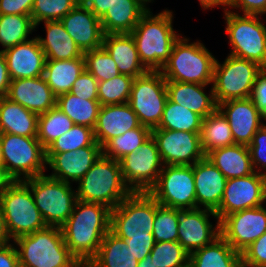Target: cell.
Here are the masks:
<instances>
[{"label": "cell", "mask_w": 266, "mask_h": 267, "mask_svg": "<svg viewBox=\"0 0 266 267\" xmlns=\"http://www.w3.org/2000/svg\"><path fill=\"white\" fill-rule=\"evenodd\" d=\"M111 209L99 203L77 200L72 214L60 227L70 254L82 267L97 254L110 230Z\"/></svg>", "instance_id": "1"}, {"label": "cell", "mask_w": 266, "mask_h": 267, "mask_svg": "<svg viewBox=\"0 0 266 267\" xmlns=\"http://www.w3.org/2000/svg\"><path fill=\"white\" fill-rule=\"evenodd\" d=\"M172 10L153 15L150 9L130 33L135 40L139 59L148 71H160L171 55L174 43L182 35L173 29Z\"/></svg>", "instance_id": "2"}, {"label": "cell", "mask_w": 266, "mask_h": 267, "mask_svg": "<svg viewBox=\"0 0 266 267\" xmlns=\"http://www.w3.org/2000/svg\"><path fill=\"white\" fill-rule=\"evenodd\" d=\"M19 267H82L70 254L62 230L47 226L13 241Z\"/></svg>", "instance_id": "3"}, {"label": "cell", "mask_w": 266, "mask_h": 267, "mask_svg": "<svg viewBox=\"0 0 266 267\" xmlns=\"http://www.w3.org/2000/svg\"><path fill=\"white\" fill-rule=\"evenodd\" d=\"M132 191L124 183L119 161L101 155L78 181L77 200L99 203L111 210L116 208Z\"/></svg>", "instance_id": "4"}, {"label": "cell", "mask_w": 266, "mask_h": 267, "mask_svg": "<svg viewBox=\"0 0 266 267\" xmlns=\"http://www.w3.org/2000/svg\"><path fill=\"white\" fill-rule=\"evenodd\" d=\"M180 36L168 61L160 70L166 81L210 85L216 58L201 42Z\"/></svg>", "instance_id": "5"}, {"label": "cell", "mask_w": 266, "mask_h": 267, "mask_svg": "<svg viewBox=\"0 0 266 267\" xmlns=\"http://www.w3.org/2000/svg\"><path fill=\"white\" fill-rule=\"evenodd\" d=\"M0 145L2 165L14 181L45 174L46 149L37 137L0 133Z\"/></svg>", "instance_id": "6"}, {"label": "cell", "mask_w": 266, "mask_h": 267, "mask_svg": "<svg viewBox=\"0 0 266 267\" xmlns=\"http://www.w3.org/2000/svg\"><path fill=\"white\" fill-rule=\"evenodd\" d=\"M0 205L13 241L47 227L30 187L22 180L13 181L8 186L0 196Z\"/></svg>", "instance_id": "7"}, {"label": "cell", "mask_w": 266, "mask_h": 267, "mask_svg": "<svg viewBox=\"0 0 266 267\" xmlns=\"http://www.w3.org/2000/svg\"><path fill=\"white\" fill-rule=\"evenodd\" d=\"M47 226L61 227L72 214L77 194L71 183L41 175L23 180Z\"/></svg>", "instance_id": "8"}, {"label": "cell", "mask_w": 266, "mask_h": 267, "mask_svg": "<svg viewBox=\"0 0 266 267\" xmlns=\"http://www.w3.org/2000/svg\"><path fill=\"white\" fill-rule=\"evenodd\" d=\"M224 12L226 33L232 50L229 55L251 60L266 68V26L259 15Z\"/></svg>", "instance_id": "9"}, {"label": "cell", "mask_w": 266, "mask_h": 267, "mask_svg": "<svg viewBox=\"0 0 266 267\" xmlns=\"http://www.w3.org/2000/svg\"><path fill=\"white\" fill-rule=\"evenodd\" d=\"M264 68L258 63L228 55L214 64L212 88L217 104L251 96L258 74Z\"/></svg>", "instance_id": "10"}, {"label": "cell", "mask_w": 266, "mask_h": 267, "mask_svg": "<svg viewBox=\"0 0 266 267\" xmlns=\"http://www.w3.org/2000/svg\"><path fill=\"white\" fill-rule=\"evenodd\" d=\"M148 193L162 206L196 209L193 165H164Z\"/></svg>", "instance_id": "11"}, {"label": "cell", "mask_w": 266, "mask_h": 267, "mask_svg": "<svg viewBox=\"0 0 266 267\" xmlns=\"http://www.w3.org/2000/svg\"><path fill=\"white\" fill-rule=\"evenodd\" d=\"M168 99L166 80L160 71H148L133 81L128 104L141 125L156 128Z\"/></svg>", "instance_id": "12"}, {"label": "cell", "mask_w": 266, "mask_h": 267, "mask_svg": "<svg viewBox=\"0 0 266 267\" xmlns=\"http://www.w3.org/2000/svg\"><path fill=\"white\" fill-rule=\"evenodd\" d=\"M156 200L148 192H132L111 210L110 231L115 235L153 234Z\"/></svg>", "instance_id": "13"}, {"label": "cell", "mask_w": 266, "mask_h": 267, "mask_svg": "<svg viewBox=\"0 0 266 267\" xmlns=\"http://www.w3.org/2000/svg\"><path fill=\"white\" fill-rule=\"evenodd\" d=\"M119 163L124 183L132 192H148L164 166L152 135L136 151L121 158Z\"/></svg>", "instance_id": "14"}, {"label": "cell", "mask_w": 266, "mask_h": 267, "mask_svg": "<svg viewBox=\"0 0 266 267\" xmlns=\"http://www.w3.org/2000/svg\"><path fill=\"white\" fill-rule=\"evenodd\" d=\"M266 201V176L254 172L246 177L227 179L219 208L215 211L221 221L227 215L255 208Z\"/></svg>", "instance_id": "15"}, {"label": "cell", "mask_w": 266, "mask_h": 267, "mask_svg": "<svg viewBox=\"0 0 266 267\" xmlns=\"http://www.w3.org/2000/svg\"><path fill=\"white\" fill-rule=\"evenodd\" d=\"M164 165H193L205 157L199 133L152 129Z\"/></svg>", "instance_id": "16"}, {"label": "cell", "mask_w": 266, "mask_h": 267, "mask_svg": "<svg viewBox=\"0 0 266 267\" xmlns=\"http://www.w3.org/2000/svg\"><path fill=\"white\" fill-rule=\"evenodd\" d=\"M265 232L266 208L263 205L232 213L220 221V235L240 253Z\"/></svg>", "instance_id": "17"}, {"label": "cell", "mask_w": 266, "mask_h": 267, "mask_svg": "<svg viewBox=\"0 0 266 267\" xmlns=\"http://www.w3.org/2000/svg\"><path fill=\"white\" fill-rule=\"evenodd\" d=\"M217 219L214 225L209 217ZM220 236V221L214 211L202 208L179 209L178 242L189 253L212 243Z\"/></svg>", "instance_id": "18"}, {"label": "cell", "mask_w": 266, "mask_h": 267, "mask_svg": "<svg viewBox=\"0 0 266 267\" xmlns=\"http://www.w3.org/2000/svg\"><path fill=\"white\" fill-rule=\"evenodd\" d=\"M218 110L228 120L235 144L249 146L256 131L264 124L263 115L250 97L220 103Z\"/></svg>", "instance_id": "19"}, {"label": "cell", "mask_w": 266, "mask_h": 267, "mask_svg": "<svg viewBox=\"0 0 266 267\" xmlns=\"http://www.w3.org/2000/svg\"><path fill=\"white\" fill-rule=\"evenodd\" d=\"M101 155L100 145H90L76 151L46 153L47 167L54 172L48 176L66 183H77Z\"/></svg>", "instance_id": "20"}, {"label": "cell", "mask_w": 266, "mask_h": 267, "mask_svg": "<svg viewBox=\"0 0 266 267\" xmlns=\"http://www.w3.org/2000/svg\"><path fill=\"white\" fill-rule=\"evenodd\" d=\"M60 21L83 53L102 47V24L89 8L76 5Z\"/></svg>", "instance_id": "21"}, {"label": "cell", "mask_w": 266, "mask_h": 267, "mask_svg": "<svg viewBox=\"0 0 266 267\" xmlns=\"http://www.w3.org/2000/svg\"><path fill=\"white\" fill-rule=\"evenodd\" d=\"M11 80L40 77L44 74L46 55L37 37L2 52Z\"/></svg>", "instance_id": "22"}, {"label": "cell", "mask_w": 266, "mask_h": 267, "mask_svg": "<svg viewBox=\"0 0 266 267\" xmlns=\"http://www.w3.org/2000/svg\"><path fill=\"white\" fill-rule=\"evenodd\" d=\"M6 97L38 115L55 107L57 101L43 76L11 80Z\"/></svg>", "instance_id": "23"}, {"label": "cell", "mask_w": 266, "mask_h": 267, "mask_svg": "<svg viewBox=\"0 0 266 267\" xmlns=\"http://www.w3.org/2000/svg\"><path fill=\"white\" fill-rule=\"evenodd\" d=\"M196 208L216 211L219 208L227 179L205 156L193 164Z\"/></svg>", "instance_id": "24"}, {"label": "cell", "mask_w": 266, "mask_h": 267, "mask_svg": "<svg viewBox=\"0 0 266 267\" xmlns=\"http://www.w3.org/2000/svg\"><path fill=\"white\" fill-rule=\"evenodd\" d=\"M140 125L137 114L128 103L101 106L93 128L95 140L103 147L110 139Z\"/></svg>", "instance_id": "25"}, {"label": "cell", "mask_w": 266, "mask_h": 267, "mask_svg": "<svg viewBox=\"0 0 266 267\" xmlns=\"http://www.w3.org/2000/svg\"><path fill=\"white\" fill-rule=\"evenodd\" d=\"M206 86L197 83L166 81L168 98L200 115L203 119L218 109L212 86L209 94L204 92Z\"/></svg>", "instance_id": "26"}, {"label": "cell", "mask_w": 266, "mask_h": 267, "mask_svg": "<svg viewBox=\"0 0 266 267\" xmlns=\"http://www.w3.org/2000/svg\"><path fill=\"white\" fill-rule=\"evenodd\" d=\"M102 46L115 61L120 74L136 78L148 72L139 59L131 34H105Z\"/></svg>", "instance_id": "27"}, {"label": "cell", "mask_w": 266, "mask_h": 267, "mask_svg": "<svg viewBox=\"0 0 266 267\" xmlns=\"http://www.w3.org/2000/svg\"><path fill=\"white\" fill-rule=\"evenodd\" d=\"M148 10L138 0H116L100 18L104 34H130Z\"/></svg>", "instance_id": "28"}, {"label": "cell", "mask_w": 266, "mask_h": 267, "mask_svg": "<svg viewBox=\"0 0 266 267\" xmlns=\"http://www.w3.org/2000/svg\"><path fill=\"white\" fill-rule=\"evenodd\" d=\"M38 116L7 97L0 98V133L37 137Z\"/></svg>", "instance_id": "29"}, {"label": "cell", "mask_w": 266, "mask_h": 267, "mask_svg": "<svg viewBox=\"0 0 266 267\" xmlns=\"http://www.w3.org/2000/svg\"><path fill=\"white\" fill-rule=\"evenodd\" d=\"M206 157L223 173L226 179L246 177L254 173L249 148L233 144L209 152Z\"/></svg>", "instance_id": "30"}, {"label": "cell", "mask_w": 266, "mask_h": 267, "mask_svg": "<svg viewBox=\"0 0 266 267\" xmlns=\"http://www.w3.org/2000/svg\"><path fill=\"white\" fill-rule=\"evenodd\" d=\"M46 38L37 36L47 60H68L80 58L84 53L58 21L44 22Z\"/></svg>", "instance_id": "31"}, {"label": "cell", "mask_w": 266, "mask_h": 267, "mask_svg": "<svg viewBox=\"0 0 266 267\" xmlns=\"http://www.w3.org/2000/svg\"><path fill=\"white\" fill-rule=\"evenodd\" d=\"M85 70L84 56L68 60H46L43 77L56 97L69 93Z\"/></svg>", "instance_id": "32"}, {"label": "cell", "mask_w": 266, "mask_h": 267, "mask_svg": "<svg viewBox=\"0 0 266 267\" xmlns=\"http://www.w3.org/2000/svg\"><path fill=\"white\" fill-rule=\"evenodd\" d=\"M193 267H241V253L220 235L212 243L189 255Z\"/></svg>", "instance_id": "33"}, {"label": "cell", "mask_w": 266, "mask_h": 267, "mask_svg": "<svg viewBox=\"0 0 266 267\" xmlns=\"http://www.w3.org/2000/svg\"><path fill=\"white\" fill-rule=\"evenodd\" d=\"M138 263L126 241L109 230L86 267H137Z\"/></svg>", "instance_id": "34"}, {"label": "cell", "mask_w": 266, "mask_h": 267, "mask_svg": "<svg viewBox=\"0 0 266 267\" xmlns=\"http://www.w3.org/2000/svg\"><path fill=\"white\" fill-rule=\"evenodd\" d=\"M200 138L205 156L215 149L235 144L229 122L218 109L202 120Z\"/></svg>", "instance_id": "35"}, {"label": "cell", "mask_w": 266, "mask_h": 267, "mask_svg": "<svg viewBox=\"0 0 266 267\" xmlns=\"http://www.w3.org/2000/svg\"><path fill=\"white\" fill-rule=\"evenodd\" d=\"M56 106L65 113L76 125L94 128L100 102L98 100H82L72 93H65L57 97Z\"/></svg>", "instance_id": "36"}, {"label": "cell", "mask_w": 266, "mask_h": 267, "mask_svg": "<svg viewBox=\"0 0 266 267\" xmlns=\"http://www.w3.org/2000/svg\"><path fill=\"white\" fill-rule=\"evenodd\" d=\"M203 118L187 108L167 99L159 125L154 129H166L201 133Z\"/></svg>", "instance_id": "37"}, {"label": "cell", "mask_w": 266, "mask_h": 267, "mask_svg": "<svg viewBox=\"0 0 266 267\" xmlns=\"http://www.w3.org/2000/svg\"><path fill=\"white\" fill-rule=\"evenodd\" d=\"M31 16L28 15H0V44L3 52L28 39L35 30Z\"/></svg>", "instance_id": "38"}, {"label": "cell", "mask_w": 266, "mask_h": 267, "mask_svg": "<svg viewBox=\"0 0 266 267\" xmlns=\"http://www.w3.org/2000/svg\"><path fill=\"white\" fill-rule=\"evenodd\" d=\"M74 122L57 106L38 116L37 139L46 149L62 134L70 130Z\"/></svg>", "instance_id": "39"}, {"label": "cell", "mask_w": 266, "mask_h": 267, "mask_svg": "<svg viewBox=\"0 0 266 267\" xmlns=\"http://www.w3.org/2000/svg\"><path fill=\"white\" fill-rule=\"evenodd\" d=\"M151 136V129L147 126L126 131L124 134L110 139L102 147V155L119 161L129 153L136 151Z\"/></svg>", "instance_id": "40"}, {"label": "cell", "mask_w": 266, "mask_h": 267, "mask_svg": "<svg viewBox=\"0 0 266 267\" xmlns=\"http://www.w3.org/2000/svg\"><path fill=\"white\" fill-rule=\"evenodd\" d=\"M90 145H99L95 140L93 128L74 124L46 148V153L76 151Z\"/></svg>", "instance_id": "41"}, {"label": "cell", "mask_w": 266, "mask_h": 267, "mask_svg": "<svg viewBox=\"0 0 266 267\" xmlns=\"http://www.w3.org/2000/svg\"><path fill=\"white\" fill-rule=\"evenodd\" d=\"M134 77L119 74L98 82V101L101 106L128 103Z\"/></svg>", "instance_id": "42"}, {"label": "cell", "mask_w": 266, "mask_h": 267, "mask_svg": "<svg viewBox=\"0 0 266 267\" xmlns=\"http://www.w3.org/2000/svg\"><path fill=\"white\" fill-rule=\"evenodd\" d=\"M178 221L179 209L162 206L156 201L153 223L154 241H178Z\"/></svg>", "instance_id": "43"}, {"label": "cell", "mask_w": 266, "mask_h": 267, "mask_svg": "<svg viewBox=\"0 0 266 267\" xmlns=\"http://www.w3.org/2000/svg\"><path fill=\"white\" fill-rule=\"evenodd\" d=\"M85 69L90 72L98 82L107 81L120 72L111 55L102 46L101 48L84 52Z\"/></svg>", "instance_id": "44"}, {"label": "cell", "mask_w": 266, "mask_h": 267, "mask_svg": "<svg viewBox=\"0 0 266 267\" xmlns=\"http://www.w3.org/2000/svg\"><path fill=\"white\" fill-rule=\"evenodd\" d=\"M151 261L158 267H182L189 262V253L178 241L155 242Z\"/></svg>", "instance_id": "45"}, {"label": "cell", "mask_w": 266, "mask_h": 267, "mask_svg": "<svg viewBox=\"0 0 266 267\" xmlns=\"http://www.w3.org/2000/svg\"><path fill=\"white\" fill-rule=\"evenodd\" d=\"M76 5L75 0H34L31 18L35 27L41 22L58 21Z\"/></svg>", "instance_id": "46"}, {"label": "cell", "mask_w": 266, "mask_h": 267, "mask_svg": "<svg viewBox=\"0 0 266 267\" xmlns=\"http://www.w3.org/2000/svg\"><path fill=\"white\" fill-rule=\"evenodd\" d=\"M248 148L254 172L266 176V123L256 131Z\"/></svg>", "instance_id": "47"}, {"label": "cell", "mask_w": 266, "mask_h": 267, "mask_svg": "<svg viewBox=\"0 0 266 267\" xmlns=\"http://www.w3.org/2000/svg\"><path fill=\"white\" fill-rule=\"evenodd\" d=\"M242 266L266 267V232L241 252Z\"/></svg>", "instance_id": "48"}, {"label": "cell", "mask_w": 266, "mask_h": 267, "mask_svg": "<svg viewBox=\"0 0 266 267\" xmlns=\"http://www.w3.org/2000/svg\"><path fill=\"white\" fill-rule=\"evenodd\" d=\"M70 93L82 100H98V81L85 69L74 82Z\"/></svg>", "instance_id": "49"}, {"label": "cell", "mask_w": 266, "mask_h": 267, "mask_svg": "<svg viewBox=\"0 0 266 267\" xmlns=\"http://www.w3.org/2000/svg\"><path fill=\"white\" fill-rule=\"evenodd\" d=\"M126 241V245L130 247L131 252L136 260L141 261L150 252L155 244L153 234L147 235H117Z\"/></svg>", "instance_id": "50"}, {"label": "cell", "mask_w": 266, "mask_h": 267, "mask_svg": "<svg viewBox=\"0 0 266 267\" xmlns=\"http://www.w3.org/2000/svg\"><path fill=\"white\" fill-rule=\"evenodd\" d=\"M250 99L254 102L258 111L266 116V68L257 76Z\"/></svg>", "instance_id": "51"}, {"label": "cell", "mask_w": 266, "mask_h": 267, "mask_svg": "<svg viewBox=\"0 0 266 267\" xmlns=\"http://www.w3.org/2000/svg\"><path fill=\"white\" fill-rule=\"evenodd\" d=\"M34 0H0V15H28Z\"/></svg>", "instance_id": "52"}, {"label": "cell", "mask_w": 266, "mask_h": 267, "mask_svg": "<svg viewBox=\"0 0 266 267\" xmlns=\"http://www.w3.org/2000/svg\"><path fill=\"white\" fill-rule=\"evenodd\" d=\"M241 9L243 14H266V0H229L228 8Z\"/></svg>", "instance_id": "53"}, {"label": "cell", "mask_w": 266, "mask_h": 267, "mask_svg": "<svg viewBox=\"0 0 266 267\" xmlns=\"http://www.w3.org/2000/svg\"><path fill=\"white\" fill-rule=\"evenodd\" d=\"M0 267H19L18 252L14 244L0 247Z\"/></svg>", "instance_id": "54"}, {"label": "cell", "mask_w": 266, "mask_h": 267, "mask_svg": "<svg viewBox=\"0 0 266 267\" xmlns=\"http://www.w3.org/2000/svg\"><path fill=\"white\" fill-rule=\"evenodd\" d=\"M10 81L5 56L0 52V98L6 97Z\"/></svg>", "instance_id": "55"}, {"label": "cell", "mask_w": 266, "mask_h": 267, "mask_svg": "<svg viewBox=\"0 0 266 267\" xmlns=\"http://www.w3.org/2000/svg\"><path fill=\"white\" fill-rule=\"evenodd\" d=\"M116 0H96L89 9L99 18L115 3Z\"/></svg>", "instance_id": "56"}, {"label": "cell", "mask_w": 266, "mask_h": 267, "mask_svg": "<svg viewBox=\"0 0 266 267\" xmlns=\"http://www.w3.org/2000/svg\"><path fill=\"white\" fill-rule=\"evenodd\" d=\"M10 241L12 242L13 240L7 231L5 218L0 205V247L9 245Z\"/></svg>", "instance_id": "57"}, {"label": "cell", "mask_w": 266, "mask_h": 267, "mask_svg": "<svg viewBox=\"0 0 266 267\" xmlns=\"http://www.w3.org/2000/svg\"><path fill=\"white\" fill-rule=\"evenodd\" d=\"M199 2L204 10L214 8L215 6H222L225 12L227 10L226 7L229 6V0H199Z\"/></svg>", "instance_id": "58"}, {"label": "cell", "mask_w": 266, "mask_h": 267, "mask_svg": "<svg viewBox=\"0 0 266 267\" xmlns=\"http://www.w3.org/2000/svg\"><path fill=\"white\" fill-rule=\"evenodd\" d=\"M14 180L6 173L3 165H0V196Z\"/></svg>", "instance_id": "59"}, {"label": "cell", "mask_w": 266, "mask_h": 267, "mask_svg": "<svg viewBox=\"0 0 266 267\" xmlns=\"http://www.w3.org/2000/svg\"><path fill=\"white\" fill-rule=\"evenodd\" d=\"M137 267H158L154 261H151V255L145 257V259L139 261Z\"/></svg>", "instance_id": "60"}, {"label": "cell", "mask_w": 266, "mask_h": 267, "mask_svg": "<svg viewBox=\"0 0 266 267\" xmlns=\"http://www.w3.org/2000/svg\"><path fill=\"white\" fill-rule=\"evenodd\" d=\"M75 1L78 6L89 8L96 0H75Z\"/></svg>", "instance_id": "61"}, {"label": "cell", "mask_w": 266, "mask_h": 267, "mask_svg": "<svg viewBox=\"0 0 266 267\" xmlns=\"http://www.w3.org/2000/svg\"><path fill=\"white\" fill-rule=\"evenodd\" d=\"M138 1L146 7V5L153 0H138Z\"/></svg>", "instance_id": "62"}, {"label": "cell", "mask_w": 266, "mask_h": 267, "mask_svg": "<svg viewBox=\"0 0 266 267\" xmlns=\"http://www.w3.org/2000/svg\"><path fill=\"white\" fill-rule=\"evenodd\" d=\"M0 165H2V152H1V145H0Z\"/></svg>", "instance_id": "63"}, {"label": "cell", "mask_w": 266, "mask_h": 267, "mask_svg": "<svg viewBox=\"0 0 266 267\" xmlns=\"http://www.w3.org/2000/svg\"><path fill=\"white\" fill-rule=\"evenodd\" d=\"M182 267H193L189 262Z\"/></svg>", "instance_id": "64"}]
</instances>
